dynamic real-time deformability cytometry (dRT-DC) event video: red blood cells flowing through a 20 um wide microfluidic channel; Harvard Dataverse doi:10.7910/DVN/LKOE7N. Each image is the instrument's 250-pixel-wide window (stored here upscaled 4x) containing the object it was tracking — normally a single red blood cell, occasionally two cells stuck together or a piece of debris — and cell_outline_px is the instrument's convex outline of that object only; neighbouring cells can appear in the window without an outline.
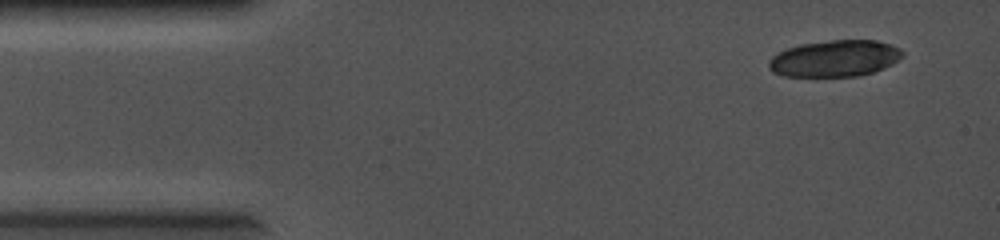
{"species": "common noctule bat (a hibernating species)", "species_latin": "Nyctalus noctula", "temperature_condition": "cold", "stored_images_in_passage": 2, "camera_frame_rate_fps": 5000, "um_per_image_px": 0.085, "animal": {"sex": "female", "body_mass_g": 19.0, "forearm_length_mm": 56.7}, "frame": {"image": 1, "passage_image": 1, "time_ms": 0.0, "image_size_px": [1000, 240], "cell_outline_px": [[904, 56], [892, 64], [884, 68], [872, 72], [856, 76], [784, 76], [772, 72], [768, 68], [768, 60], [772, 56], [788, 48], [800, 44], [832, 40], [876, 40], [892, 44], [900, 48], [904, 52]], "centroid_in_image_um": [70.97, 4.96], "position_along_channel_um": 14.0, "area_um2": 28.55}}